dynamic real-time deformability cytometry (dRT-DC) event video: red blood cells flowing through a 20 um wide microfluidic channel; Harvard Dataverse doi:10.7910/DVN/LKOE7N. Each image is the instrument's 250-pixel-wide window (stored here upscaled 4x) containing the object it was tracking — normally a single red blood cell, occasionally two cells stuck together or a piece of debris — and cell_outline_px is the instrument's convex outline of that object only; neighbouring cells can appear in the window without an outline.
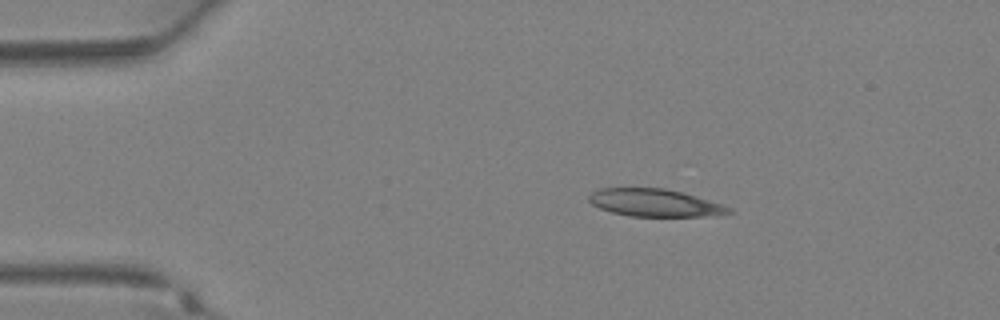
{"species": "Egyptian fruit bat (a non-hibernating species)", "species_latin": "Rousettus aegyptiacus", "temperature_condition": "warm", "stored_images_in_passage": 31, "camera_frame_rate_fps": 3000, "um_per_image_px": 0.085, "animal": {"sex": "female"}, "frame": {"image": 1, "passage_image": 1, "time_ms": 0.0, "image_size_px": [1000, 320], "cell_outline_px": [[732, 212], [704, 216], [628, 216], [612, 212], [600, 208], [592, 204], [588, 200], [588, 196], [592, 192], [600, 188], [664, 188], [696, 196], [732, 208]], "centroid_in_image_um": [55.6, 17.23], "position_along_channel_um": 29.4, "area_um2": 22.14}}
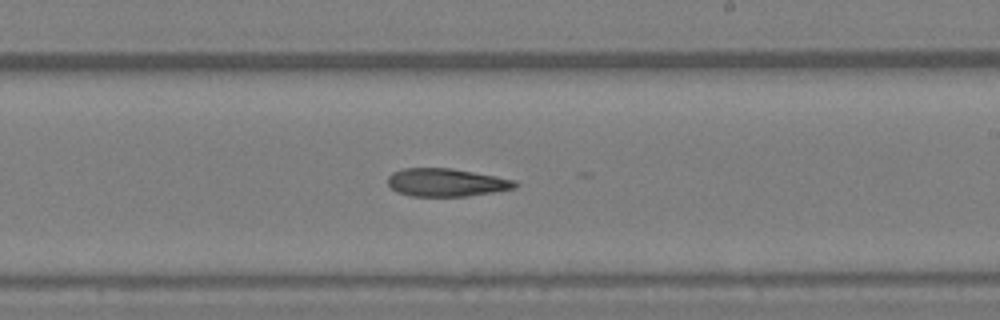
{"frame": {"image": 2, "passage_image": 16, "time_ms": 5.0, "image_size_px": [1000, 320], "cell_outline_px": [[520, 184], [516, 188], [492, 192], [464, 196], [412, 196], [396, 192], [388, 184], [388, 176], [392, 172], [400, 168], [452, 168], [496, 176], [516, 180]], "centroid_in_image_um": [37.93, 15.5], "position_along_channel_um": 251.1, "area_um2": 20.87}}
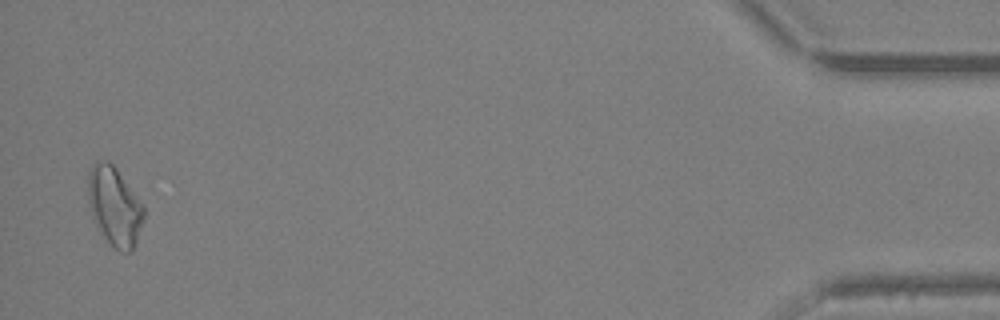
{"frame": {"image": 3, "passage_image": 30, "time_ms": 9.667, "image_size_px": [1000, 320], "cell_outline_px": [[144, 220], [132, 252], [120, 252], [104, 236], [92, 216], [88, 200], [88, 172], [92, 164], [96, 160], [108, 160], [116, 168], [144, 204]], "centroid_in_image_um": [9.75, 17.49], "position_along_channel_um": 425.5, "area_um2": 25.61}}